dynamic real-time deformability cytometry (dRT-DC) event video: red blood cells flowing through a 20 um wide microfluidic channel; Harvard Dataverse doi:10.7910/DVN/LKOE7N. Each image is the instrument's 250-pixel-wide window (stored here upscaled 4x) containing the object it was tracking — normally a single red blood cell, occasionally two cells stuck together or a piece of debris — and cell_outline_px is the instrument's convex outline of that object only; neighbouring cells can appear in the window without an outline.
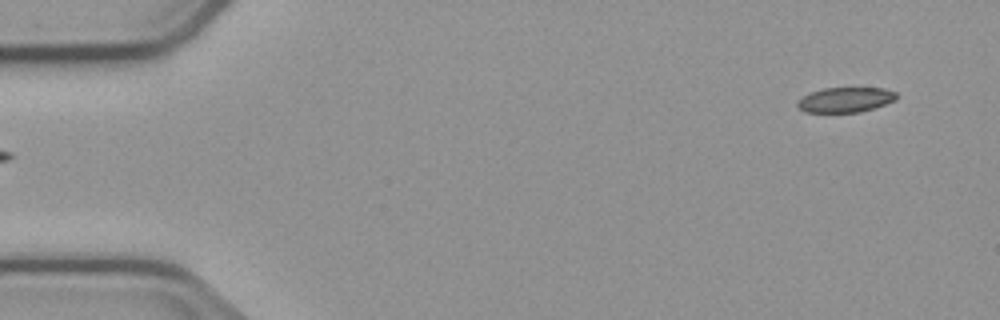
{"species": "common noctule bat (a hibernating species)", "species_latin": "Nyctalus noctula", "temperature_condition": "cold", "stored_images_in_passage": 52, "camera_frame_rate_fps": 3000, "um_per_image_px": 0.085, "animal": {"sex": "male", "body_mass_g": 23.1, "forearm_length_mm": 52.7}, "frame": {"image": 1, "passage_image": 1, "time_ms": 0.0, "image_size_px": [1000, 320], "cell_outline_px": [[896, 100], [860, 112], [804, 112], [796, 104], [804, 96], [812, 92], [824, 88], [884, 88], [896, 92]], "centroid_in_image_um": [71.88, 8.48], "position_along_channel_um": 13.1, "area_um2": 14.16}}
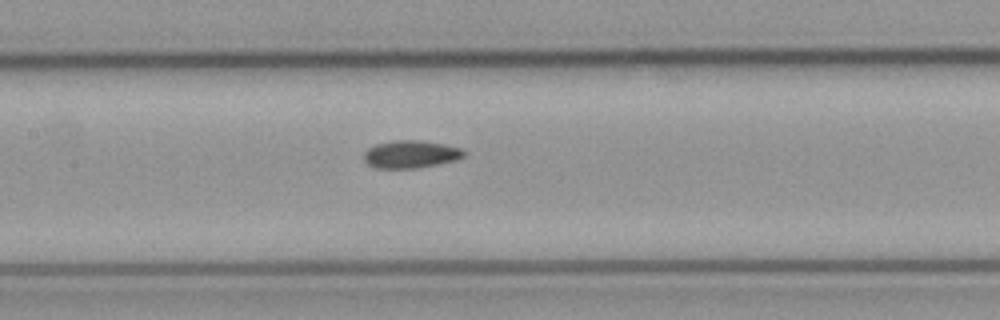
{"frame": {"image": 2, "passage_image": 23, "time_ms": 7.333, "image_size_px": [1000, 320], "cell_outline_px": [[464, 156], [456, 160], [416, 168], [376, 168], [368, 164], [364, 160], [364, 152], [368, 148], [376, 144], [396, 140], [416, 140], [444, 144], [460, 148], [464, 152]], "centroid_in_image_um": [34.88, 13.11], "position_along_channel_um": 172.5, "area_um2": 15.9}}
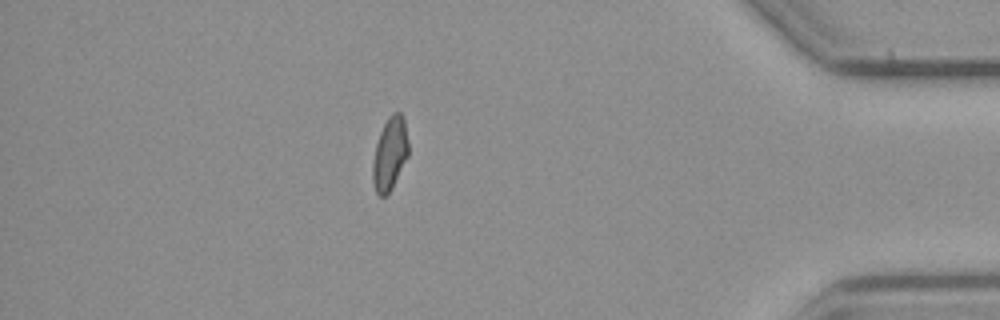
{"frame": {"image": 3, "passage_image": 45, "time_ms": 14.667, "image_size_px": [1000, 320], "cell_outline_px": [[408, 156], [392, 188], [384, 196], [380, 196], [376, 192], [372, 180], [372, 164], [376, 144], [380, 132], [388, 116], [392, 112], [400, 112], [404, 116], [408, 140]], "centroid_in_image_um": [33.14, 13.04], "position_along_channel_um": 402.1, "area_um2": 15.26}}